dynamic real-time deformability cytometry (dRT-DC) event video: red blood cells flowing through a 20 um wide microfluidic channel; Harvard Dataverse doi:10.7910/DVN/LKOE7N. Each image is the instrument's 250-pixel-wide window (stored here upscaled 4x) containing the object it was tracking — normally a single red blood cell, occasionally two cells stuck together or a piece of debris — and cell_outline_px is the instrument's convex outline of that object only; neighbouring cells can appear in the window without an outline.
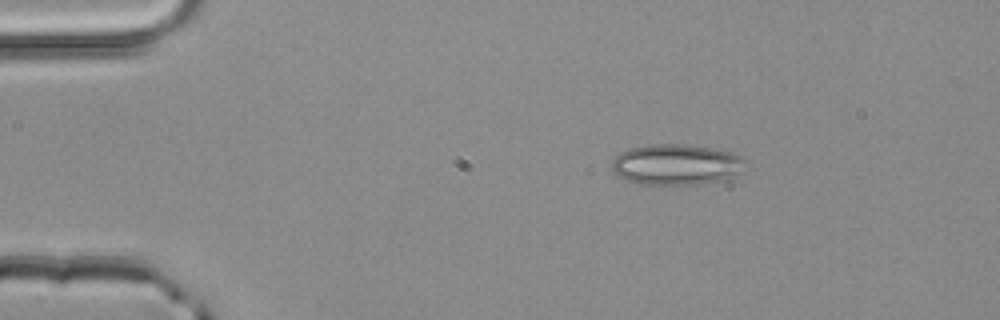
{"species": "common noctule bat (a hibernating species)", "species_latin": "Nyctalus noctula", "temperature_condition": "room temperature", "stored_images_in_passage": 2, "camera_frame_rate_fps": 3000, "um_per_image_px": 0.085, "animal": {"sex": "male", "body_mass_g": 20.4}, "frame": {"image": 1, "passage_image": 1, "time_ms": 0.0, "image_size_px": [1000, 320], "cell_outline_px": [[748, 160], [736, 180], [700, 184], [644, 184], [628, 180], [612, 172], [612, 160], [620, 152], [628, 148], [648, 144], [688, 144], [716, 148], [732, 152]], "centroid_in_image_um": [57.59, 13.98], "position_along_channel_um": 27.4, "area_um2": 32.6}}